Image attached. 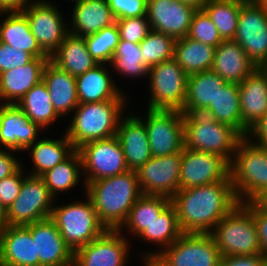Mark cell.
Instances as JSON below:
<instances>
[{
    "instance_id": "1",
    "label": "cell",
    "mask_w": 267,
    "mask_h": 266,
    "mask_svg": "<svg viewBox=\"0 0 267 266\" xmlns=\"http://www.w3.org/2000/svg\"><path fill=\"white\" fill-rule=\"evenodd\" d=\"M171 203L182 233H210L239 201L229 175L221 182L180 189Z\"/></svg>"
},
{
    "instance_id": "2",
    "label": "cell",
    "mask_w": 267,
    "mask_h": 266,
    "mask_svg": "<svg viewBox=\"0 0 267 266\" xmlns=\"http://www.w3.org/2000/svg\"><path fill=\"white\" fill-rule=\"evenodd\" d=\"M100 222L109 230H119L126 222L132 206L143 195L136 171L99 179L85 185Z\"/></svg>"
},
{
    "instance_id": "3",
    "label": "cell",
    "mask_w": 267,
    "mask_h": 266,
    "mask_svg": "<svg viewBox=\"0 0 267 266\" xmlns=\"http://www.w3.org/2000/svg\"><path fill=\"white\" fill-rule=\"evenodd\" d=\"M184 147L213 153L232 163L243 136L233 127L218 122L208 107L183 106Z\"/></svg>"
},
{
    "instance_id": "4",
    "label": "cell",
    "mask_w": 267,
    "mask_h": 266,
    "mask_svg": "<svg viewBox=\"0 0 267 266\" xmlns=\"http://www.w3.org/2000/svg\"><path fill=\"white\" fill-rule=\"evenodd\" d=\"M128 104L129 100L78 104L69 123H64V132L75 149L90 141L112 138L117 135L121 117L131 108Z\"/></svg>"
},
{
    "instance_id": "5",
    "label": "cell",
    "mask_w": 267,
    "mask_h": 266,
    "mask_svg": "<svg viewBox=\"0 0 267 266\" xmlns=\"http://www.w3.org/2000/svg\"><path fill=\"white\" fill-rule=\"evenodd\" d=\"M83 195L86 196L85 199H74L73 202H67V204L61 203L60 205L59 200L55 201L50 216L65 243L73 252L98 238L107 230L100 222L92 201L85 193Z\"/></svg>"
},
{
    "instance_id": "6",
    "label": "cell",
    "mask_w": 267,
    "mask_h": 266,
    "mask_svg": "<svg viewBox=\"0 0 267 266\" xmlns=\"http://www.w3.org/2000/svg\"><path fill=\"white\" fill-rule=\"evenodd\" d=\"M230 176L239 203L250 202L267 188V148L243 137L230 164Z\"/></svg>"
},
{
    "instance_id": "7",
    "label": "cell",
    "mask_w": 267,
    "mask_h": 266,
    "mask_svg": "<svg viewBox=\"0 0 267 266\" xmlns=\"http://www.w3.org/2000/svg\"><path fill=\"white\" fill-rule=\"evenodd\" d=\"M221 256L263 254L252 213L238 204L210 232Z\"/></svg>"
},
{
    "instance_id": "8",
    "label": "cell",
    "mask_w": 267,
    "mask_h": 266,
    "mask_svg": "<svg viewBox=\"0 0 267 266\" xmlns=\"http://www.w3.org/2000/svg\"><path fill=\"white\" fill-rule=\"evenodd\" d=\"M148 109H183L187 92L188 75L174 60H168L148 69Z\"/></svg>"
},
{
    "instance_id": "9",
    "label": "cell",
    "mask_w": 267,
    "mask_h": 266,
    "mask_svg": "<svg viewBox=\"0 0 267 266\" xmlns=\"http://www.w3.org/2000/svg\"><path fill=\"white\" fill-rule=\"evenodd\" d=\"M55 201L41 176L26 174L18 197L6 210L7 225L26 226L48 219Z\"/></svg>"
},
{
    "instance_id": "10",
    "label": "cell",
    "mask_w": 267,
    "mask_h": 266,
    "mask_svg": "<svg viewBox=\"0 0 267 266\" xmlns=\"http://www.w3.org/2000/svg\"><path fill=\"white\" fill-rule=\"evenodd\" d=\"M221 257L210 233H183L153 261L158 266H219Z\"/></svg>"
},
{
    "instance_id": "11",
    "label": "cell",
    "mask_w": 267,
    "mask_h": 266,
    "mask_svg": "<svg viewBox=\"0 0 267 266\" xmlns=\"http://www.w3.org/2000/svg\"><path fill=\"white\" fill-rule=\"evenodd\" d=\"M50 0H32L22 12L40 48L50 57L69 33V17Z\"/></svg>"
},
{
    "instance_id": "12",
    "label": "cell",
    "mask_w": 267,
    "mask_h": 266,
    "mask_svg": "<svg viewBox=\"0 0 267 266\" xmlns=\"http://www.w3.org/2000/svg\"><path fill=\"white\" fill-rule=\"evenodd\" d=\"M146 109L145 115L135 113L144 121L152 156L181 152L184 147L183 113L179 110Z\"/></svg>"
},
{
    "instance_id": "13",
    "label": "cell",
    "mask_w": 267,
    "mask_h": 266,
    "mask_svg": "<svg viewBox=\"0 0 267 266\" xmlns=\"http://www.w3.org/2000/svg\"><path fill=\"white\" fill-rule=\"evenodd\" d=\"M76 150L81 158L85 185L129 170L117 136L87 142Z\"/></svg>"
},
{
    "instance_id": "14",
    "label": "cell",
    "mask_w": 267,
    "mask_h": 266,
    "mask_svg": "<svg viewBox=\"0 0 267 266\" xmlns=\"http://www.w3.org/2000/svg\"><path fill=\"white\" fill-rule=\"evenodd\" d=\"M233 40L258 68L267 63V10L256 0L242 3Z\"/></svg>"
},
{
    "instance_id": "15",
    "label": "cell",
    "mask_w": 267,
    "mask_h": 266,
    "mask_svg": "<svg viewBox=\"0 0 267 266\" xmlns=\"http://www.w3.org/2000/svg\"><path fill=\"white\" fill-rule=\"evenodd\" d=\"M119 230L101 236L74 251L73 266H127L133 242ZM130 252V253H129Z\"/></svg>"
},
{
    "instance_id": "16",
    "label": "cell",
    "mask_w": 267,
    "mask_h": 266,
    "mask_svg": "<svg viewBox=\"0 0 267 266\" xmlns=\"http://www.w3.org/2000/svg\"><path fill=\"white\" fill-rule=\"evenodd\" d=\"M182 151L163 157H152L137 171L143 195L172 198L180 190Z\"/></svg>"
},
{
    "instance_id": "17",
    "label": "cell",
    "mask_w": 267,
    "mask_h": 266,
    "mask_svg": "<svg viewBox=\"0 0 267 266\" xmlns=\"http://www.w3.org/2000/svg\"><path fill=\"white\" fill-rule=\"evenodd\" d=\"M230 175V164L221 156L183 147L180 189L224 181Z\"/></svg>"
},
{
    "instance_id": "18",
    "label": "cell",
    "mask_w": 267,
    "mask_h": 266,
    "mask_svg": "<svg viewBox=\"0 0 267 266\" xmlns=\"http://www.w3.org/2000/svg\"><path fill=\"white\" fill-rule=\"evenodd\" d=\"M196 11L180 0H147L146 17L152 30L180 39L187 36Z\"/></svg>"
},
{
    "instance_id": "19",
    "label": "cell",
    "mask_w": 267,
    "mask_h": 266,
    "mask_svg": "<svg viewBox=\"0 0 267 266\" xmlns=\"http://www.w3.org/2000/svg\"><path fill=\"white\" fill-rule=\"evenodd\" d=\"M45 133L16 104H0V148L24 152Z\"/></svg>"
},
{
    "instance_id": "20",
    "label": "cell",
    "mask_w": 267,
    "mask_h": 266,
    "mask_svg": "<svg viewBox=\"0 0 267 266\" xmlns=\"http://www.w3.org/2000/svg\"><path fill=\"white\" fill-rule=\"evenodd\" d=\"M35 242L39 266H73L74 252L65 243L59 229L50 219L25 226Z\"/></svg>"
},
{
    "instance_id": "21",
    "label": "cell",
    "mask_w": 267,
    "mask_h": 266,
    "mask_svg": "<svg viewBox=\"0 0 267 266\" xmlns=\"http://www.w3.org/2000/svg\"><path fill=\"white\" fill-rule=\"evenodd\" d=\"M131 109L121 117L116 136L128 169L137 171L153 156L144 121L135 113V109Z\"/></svg>"
},
{
    "instance_id": "22",
    "label": "cell",
    "mask_w": 267,
    "mask_h": 266,
    "mask_svg": "<svg viewBox=\"0 0 267 266\" xmlns=\"http://www.w3.org/2000/svg\"><path fill=\"white\" fill-rule=\"evenodd\" d=\"M109 64L98 63L84 74L75 77L79 104L107 100H129L115 80Z\"/></svg>"
},
{
    "instance_id": "23",
    "label": "cell",
    "mask_w": 267,
    "mask_h": 266,
    "mask_svg": "<svg viewBox=\"0 0 267 266\" xmlns=\"http://www.w3.org/2000/svg\"><path fill=\"white\" fill-rule=\"evenodd\" d=\"M50 58H33L24 66L0 73V104H16L42 81Z\"/></svg>"
},
{
    "instance_id": "24",
    "label": "cell",
    "mask_w": 267,
    "mask_h": 266,
    "mask_svg": "<svg viewBox=\"0 0 267 266\" xmlns=\"http://www.w3.org/2000/svg\"><path fill=\"white\" fill-rule=\"evenodd\" d=\"M71 8L69 33L79 37L95 34L116 21L107 0H81Z\"/></svg>"
},
{
    "instance_id": "25",
    "label": "cell",
    "mask_w": 267,
    "mask_h": 266,
    "mask_svg": "<svg viewBox=\"0 0 267 266\" xmlns=\"http://www.w3.org/2000/svg\"><path fill=\"white\" fill-rule=\"evenodd\" d=\"M0 262L12 266H39L35 242L25 226L7 225L0 232Z\"/></svg>"
},
{
    "instance_id": "26",
    "label": "cell",
    "mask_w": 267,
    "mask_h": 266,
    "mask_svg": "<svg viewBox=\"0 0 267 266\" xmlns=\"http://www.w3.org/2000/svg\"><path fill=\"white\" fill-rule=\"evenodd\" d=\"M257 68L234 40H223L215 48L212 70L227 83L240 84Z\"/></svg>"
},
{
    "instance_id": "27",
    "label": "cell",
    "mask_w": 267,
    "mask_h": 266,
    "mask_svg": "<svg viewBox=\"0 0 267 266\" xmlns=\"http://www.w3.org/2000/svg\"><path fill=\"white\" fill-rule=\"evenodd\" d=\"M42 81L48 89L54 110L63 121L67 120L79 104L75 77L49 60L44 67Z\"/></svg>"
},
{
    "instance_id": "28",
    "label": "cell",
    "mask_w": 267,
    "mask_h": 266,
    "mask_svg": "<svg viewBox=\"0 0 267 266\" xmlns=\"http://www.w3.org/2000/svg\"><path fill=\"white\" fill-rule=\"evenodd\" d=\"M44 134L25 150L31 159L30 170H25L27 174L41 176L66 160L76 150L65 132L62 133V137L56 138L48 136V133Z\"/></svg>"
},
{
    "instance_id": "29",
    "label": "cell",
    "mask_w": 267,
    "mask_h": 266,
    "mask_svg": "<svg viewBox=\"0 0 267 266\" xmlns=\"http://www.w3.org/2000/svg\"><path fill=\"white\" fill-rule=\"evenodd\" d=\"M177 220V212L172 203H170L156 218L153 223L146 227L137 237L144 244L156 246L154 249H145L138 255V260H153L164 249L174 243L181 235ZM153 244V245H152ZM141 254V255H140Z\"/></svg>"
},
{
    "instance_id": "30",
    "label": "cell",
    "mask_w": 267,
    "mask_h": 266,
    "mask_svg": "<svg viewBox=\"0 0 267 266\" xmlns=\"http://www.w3.org/2000/svg\"><path fill=\"white\" fill-rule=\"evenodd\" d=\"M238 87L242 123L250 130L267 112V74L257 68Z\"/></svg>"
},
{
    "instance_id": "31",
    "label": "cell",
    "mask_w": 267,
    "mask_h": 266,
    "mask_svg": "<svg viewBox=\"0 0 267 266\" xmlns=\"http://www.w3.org/2000/svg\"><path fill=\"white\" fill-rule=\"evenodd\" d=\"M0 42L27 51L34 58H50L37 43L22 11L1 12Z\"/></svg>"
},
{
    "instance_id": "32",
    "label": "cell",
    "mask_w": 267,
    "mask_h": 266,
    "mask_svg": "<svg viewBox=\"0 0 267 266\" xmlns=\"http://www.w3.org/2000/svg\"><path fill=\"white\" fill-rule=\"evenodd\" d=\"M50 61L74 77L84 74L98 63L88 51L84 37L68 33Z\"/></svg>"
},
{
    "instance_id": "33",
    "label": "cell",
    "mask_w": 267,
    "mask_h": 266,
    "mask_svg": "<svg viewBox=\"0 0 267 266\" xmlns=\"http://www.w3.org/2000/svg\"><path fill=\"white\" fill-rule=\"evenodd\" d=\"M16 105L45 133L49 127L51 128L52 125L54 127L55 123L62 121L53 108L51 97L43 81L29 90Z\"/></svg>"
},
{
    "instance_id": "34",
    "label": "cell",
    "mask_w": 267,
    "mask_h": 266,
    "mask_svg": "<svg viewBox=\"0 0 267 266\" xmlns=\"http://www.w3.org/2000/svg\"><path fill=\"white\" fill-rule=\"evenodd\" d=\"M170 203L171 199L165 196L142 195L132 206L126 222L119 231L129 240L132 237L137 238Z\"/></svg>"
},
{
    "instance_id": "35",
    "label": "cell",
    "mask_w": 267,
    "mask_h": 266,
    "mask_svg": "<svg viewBox=\"0 0 267 266\" xmlns=\"http://www.w3.org/2000/svg\"><path fill=\"white\" fill-rule=\"evenodd\" d=\"M41 177L51 195L56 200L59 199L61 195L63 196L67 194L69 190H74L78 184L81 185V182L83 185L82 188L85 190L81 158L77 150H75L66 160L57 164L52 169L47 170ZM63 192L65 194H63Z\"/></svg>"
},
{
    "instance_id": "36",
    "label": "cell",
    "mask_w": 267,
    "mask_h": 266,
    "mask_svg": "<svg viewBox=\"0 0 267 266\" xmlns=\"http://www.w3.org/2000/svg\"><path fill=\"white\" fill-rule=\"evenodd\" d=\"M215 47L198 42L190 37L176 39L173 59L189 76L211 70Z\"/></svg>"
},
{
    "instance_id": "37",
    "label": "cell",
    "mask_w": 267,
    "mask_h": 266,
    "mask_svg": "<svg viewBox=\"0 0 267 266\" xmlns=\"http://www.w3.org/2000/svg\"><path fill=\"white\" fill-rule=\"evenodd\" d=\"M207 107L213 111L216 121L235 128L247 137L249 129L242 123L238 84L226 83Z\"/></svg>"
},
{
    "instance_id": "38",
    "label": "cell",
    "mask_w": 267,
    "mask_h": 266,
    "mask_svg": "<svg viewBox=\"0 0 267 266\" xmlns=\"http://www.w3.org/2000/svg\"><path fill=\"white\" fill-rule=\"evenodd\" d=\"M111 72H115L123 79H131L137 81L145 78L147 81V74L149 67L142 61V52L140 45L119 40L114 56L109 63ZM137 79V80H136Z\"/></svg>"
},
{
    "instance_id": "39",
    "label": "cell",
    "mask_w": 267,
    "mask_h": 266,
    "mask_svg": "<svg viewBox=\"0 0 267 266\" xmlns=\"http://www.w3.org/2000/svg\"><path fill=\"white\" fill-rule=\"evenodd\" d=\"M226 83L212 69L189 75L184 106L207 107Z\"/></svg>"
},
{
    "instance_id": "40",
    "label": "cell",
    "mask_w": 267,
    "mask_h": 266,
    "mask_svg": "<svg viewBox=\"0 0 267 266\" xmlns=\"http://www.w3.org/2000/svg\"><path fill=\"white\" fill-rule=\"evenodd\" d=\"M245 0H208L203 10L211 18L223 40H233L238 25L241 5Z\"/></svg>"
},
{
    "instance_id": "41",
    "label": "cell",
    "mask_w": 267,
    "mask_h": 266,
    "mask_svg": "<svg viewBox=\"0 0 267 266\" xmlns=\"http://www.w3.org/2000/svg\"><path fill=\"white\" fill-rule=\"evenodd\" d=\"M176 39L172 36L151 30L139 43L142 61L150 68L161 62L173 59Z\"/></svg>"
},
{
    "instance_id": "42",
    "label": "cell",
    "mask_w": 267,
    "mask_h": 266,
    "mask_svg": "<svg viewBox=\"0 0 267 266\" xmlns=\"http://www.w3.org/2000/svg\"><path fill=\"white\" fill-rule=\"evenodd\" d=\"M88 51L97 63L109 64L120 40L116 22L84 37Z\"/></svg>"
},
{
    "instance_id": "43",
    "label": "cell",
    "mask_w": 267,
    "mask_h": 266,
    "mask_svg": "<svg viewBox=\"0 0 267 266\" xmlns=\"http://www.w3.org/2000/svg\"><path fill=\"white\" fill-rule=\"evenodd\" d=\"M187 37L215 48L223 41L216 26L203 9H197L194 13Z\"/></svg>"
},
{
    "instance_id": "44",
    "label": "cell",
    "mask_w": 267,
    "mask_h": 266,
    "mask_svg": "<svg viewBox=\"0 0 267 266\" xmlns=\"http://www.w3.org/2000/svg\"><path fill=\"white\" fill-rule=\"evenodd\" d=\"M120 40L139 44L152 30L146 16L122 18L115 21Z\"/></svg>"
},
{
    "instance_id": "45",
    "label": "cell",
    "mask_w": 267,
    "mask_h": 266,
    "mask_svg": "<svg viewBox=\"0 0 267 266\" xmlns=\"http://www.w3.org/2000/svg\"><path fill=\"white\" fill-rule=\"evenodd\" d=\"M25 169V163L23 164L22 162V165L13 174L0 180V203L5 210L8 209L20 193L23 179L27 174Z\"/></svg>"
},
{
    "instance_id": "46",
    "label": "cell",
    "mask_w": 267,
    "mask_h": 266,
    "mask_svg": "<svg viewBox=\"0 0 267 266\" xmlns=\"http://www.w3.org/2000/svg\"><path fill=\"white\" fill-rule=\"evenodd\" d=\"M115 19L146 16L147 0H107Z\"/></svg>"
},
{
    "instance_id": "47",
    "label": "cell",
    "mask_w": 267,
    "mask_h": 266,
    "mask_svg": "<svg viewBox=\"0 0 267 266\" xmlns=\"http://www.w3.org/2000/svg\"><path fill=\"white\" fill-rule=\"evenodd\" d=\"M33 58L27 51L0 42V73L24 66Z\"/></svg>"
},
{
    "instance_id": "48",
    "label": "cell",
    "mask_w": 267,
    "mask_h": 266,
    "mask_svg": "<svg viewBox=\"0 0 267 266\" xmlns=\"http://www.w3.org/2000/svg\"><path fill=\"white\" fill-rule=\"evenodd\" d=\"M243 205L252 213L263 255L267 258V213L258 210L251 202Z\"/></svg>"
},
{
    "instance_id": "49",
    "label": "cell",
    "mask_w": 267,
    "mask_h": 266,
    "mask_svg": "<svg viewBox=\"0 0 267 266\" xmlns=\"http://www.w3.org/2000/svg\"><path fill=\"white\" fill-rule=\"evenodd\" d=\"M19 152L0 148V180L13 174L21 165Z\"/></svg>"
},
{
    "instance_id": "50",
    "label": "cell",
    "mask_w": 267,
    "mask_h": 266,
    "mask_svg": "<svg viewBox=\"0 0 267 266\" xmlns=\"http://www.w3.org/2000/svg\"><path fill=\"white\" fill-rule=\"evenodd\" d=\"M219 266H266V257L263 254L222 256Z\"/></svg>"
},
{
    "instance_id": "51",
    "label": "cell",
    "mask_w": 267,
    "mask_h": 266,
    "mask_svg": "<svg viewBox=\"0 0 267 266\" xmlns=\"http://www.w3.org/2000/svg\"><path fill=\"white\" fill-rule=\"evenodd\" d=\"M247 137L255 144L267 148V112L249 130Z\"/></svg>"
},
{
    "instance_id": "52",
    "label": "cell",
    "mask_w": 267,
    "mask_h": 266,
    "mask_svg": "<svg viewBox=\"0 0 267 266\" xmlns=\"http://www.w3.org/2000/svg\"><path fill=\"white\" fill-rule=\"evenodd\" d=\"M31 1L32 0H0V11H22Z\"/></svg>"
},
{
    "instance_id": "53",
    "label": "cell",
    "mask_w": 267,
    "mask_h": 266,
    "mask_svg": "<svg viewBox=\"0 0 267 266\" xmlns=\"http://www.w3.org/2000/svg\"><path fill=\"white\" fill-rule=\"evenodd\" d=\"M258 210L267 213V188L250 201Z\"/></svg>"
},
{
    "instance_id": "54",
    "label": "cell",
    "mask_w": 267,
    "mask_h": 266,
    "mask_svg": "<svg viewBox=\"0 0 267 266\" xmlns=\"http://www.w3.org/2000/svg\"><path fill=\"white\" fill-rule=\"evenodd\" d=\"M7 226L6 210L0 203V232Z\"/></svg>"
},
{
    "instance_id": "55",
    "label": "cell",
    "mask_w": 267,
    "mask_h": 266,
    "mask_svg": "<svg viewBox=\"0 0 267 266\" xmlns=\"http://www.w3.org/2000/svg\"><path fill=\"white\" fill-rule=\"evenodd\" d=\"M183 3H187L191 6H194L196 9H202L204 4L208 1V0H180Z\"/></svg>"
},
{
    "instance_id": "56",
    "label": "cell",
    "mask_w": 267,
    "mask_h": 266,
    "mask_svg": "<svg viewBox=\"0 0 267 266\" xmlns=\"http://www.w3.org/2000/svg\"><path fill=\"white\" fill-rule=\"evenodd\" d=\"M142 266H158L153 260H139Z\"/></svg>"
},
{
    "instance_id": "57",
    "label": "cell",
    "mask_w": 267,
    "mask_h": 266,
    "mask_svg": "<svg viewBox=\"0 0 267 266\" xmlns=\"http://www.w3.org/2000/svg\"><path fill=\"white\" fill-rule=\"evenodd\" d=\"M262 7L267 10V0H256Z\"/></svg>"
},
{
    "instance_id": "58",
    "label": "cell",
    "mask_w": 267,
    "mask_h": 266,
    "mask_svg": "<svg viewBox=\"0 0 267 266\" xmlns=\"http://www.w3.org/2000/svg\"><path fill=\"white\" fill-rule=\"evenodd\" d=\"M261 68H262V69L265 71V73L267 74V63H266L265 65H263Z\"/></svg>"
},
{
    "instance_id": "59",
    "label": "cell",
    "mask_w": 267,
    "mask_h": 266,
    "mask_svg": "<svg viewBox=\"0 0 267 266\" xmlns=\"http://www.w3.org/2000/svg\"><path fill=\"white\" fill-rule=\"evenodd\" d=\"M65 1H69V3H71V5L75 2L81 1V0H65Z\"/></svg>"
},
{
    "instance_id": "60",
    "label": "cell",
    "mask_w": 267,
    "mask_h": 266,
    "mask_svg": "<svg viewBox=\"0 0 267 266\" xmlns=\"http://www.w3.org/2000/svg\"><path fill=\"white\" fill-rule=\"evenodd\" d=\"M0 266H12V265H8V264L0 262Z\"/></svg>"
}]
</instances>
